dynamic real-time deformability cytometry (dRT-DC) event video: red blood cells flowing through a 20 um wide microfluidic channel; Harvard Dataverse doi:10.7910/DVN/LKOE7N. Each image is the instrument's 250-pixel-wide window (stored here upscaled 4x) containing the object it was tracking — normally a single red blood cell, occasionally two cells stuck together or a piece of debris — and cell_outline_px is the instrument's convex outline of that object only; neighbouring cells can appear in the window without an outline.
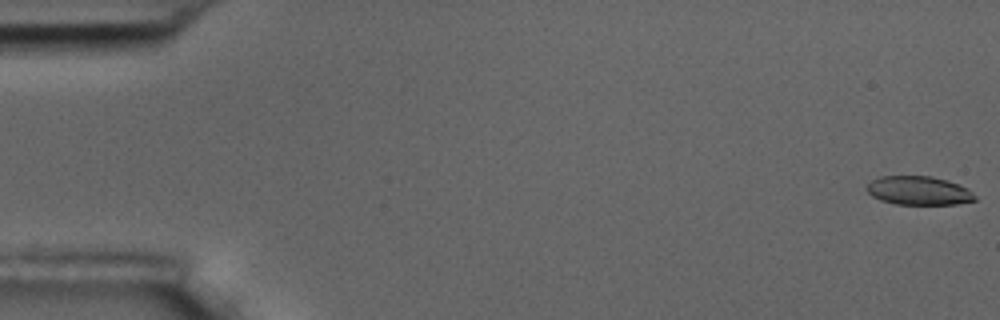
{"species": "common noctule bat (a hibernating species)", "species_latin": "Nyctalus noctula", "temperature_condition": "room temperature", "stored_images_in_passage": 56, "camera_frame_rate_fps": 3000, "um_per_image_px": 0.085, "animal": {"sex": "male", "body_mass_g": 17.5, "forearm_length_mm": 52.3}, "frame": {"image": 1, "passage_image": 1, "time_ms": 0.0, "image_size_px": [1000, 320], "cell_outline_px": [[976, 200], [956, 204], [896, 204], [880, 200], [872, 196], [864, 188], [872, 180], [880, 176], [932, 176], [948, 180], [968, 188], [976, 196]], "centroid_in_image_um": [78.09, 16.2], "position_along_channel_um": 6.9, "area_um2": 18.21}}
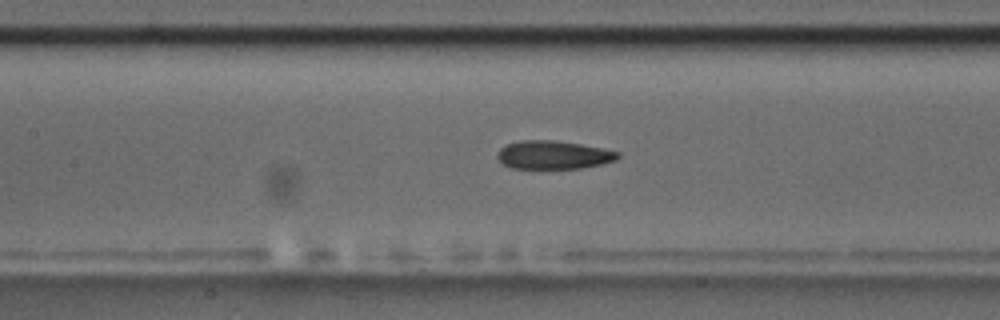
{"frame": {"image": 2, "passage_image": 26, "time_ms": 8.333, "image_size_px": [1000, 320], "cell_outline_px": [[620, 156], [616, 160], [600, 164], [580, 168], [512, 168], [504, 164], [496, 156], [496, 152], [504, 144], [520, 140], [556, 140], [604, 148], [620, 152]], "centroid_in_image_um": [47.02, 13.15], "position_along_channel_um": 160.4, "area_um2": 20.0}}
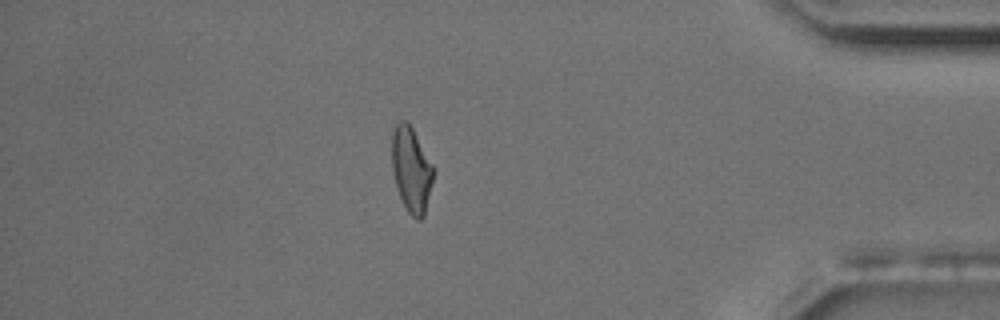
{"frame": {"image": 3, "passage_image": 49, "time_ms": 16.0, "image_size_px": [1000, 320], "cell_outline_px": [[432, 180], [424, 216], [420, 220], [416, 220], [408, 212], [400, 196], [396, 184], [392, 168], [392, 132], [396, 124], [400, 120], [404, 120], [412, 128], [432, 164]], "centroid_in_image_um": [34.94, 14.41], "position_along_channel_um": 400.3, "area_um2": 20.0}, "authors_computed_cell_mechanics": {"area_um2": 20.4612, "velocity_mm_per_s": 3.6231, "shape_relaxation_time_tau1_ms": 4.6125, "shape_relaxation_time_tau2_ms": 2.7097, "deformation_change_tau1": 0.1411, "deformation_change_tau2": 0.1101}}